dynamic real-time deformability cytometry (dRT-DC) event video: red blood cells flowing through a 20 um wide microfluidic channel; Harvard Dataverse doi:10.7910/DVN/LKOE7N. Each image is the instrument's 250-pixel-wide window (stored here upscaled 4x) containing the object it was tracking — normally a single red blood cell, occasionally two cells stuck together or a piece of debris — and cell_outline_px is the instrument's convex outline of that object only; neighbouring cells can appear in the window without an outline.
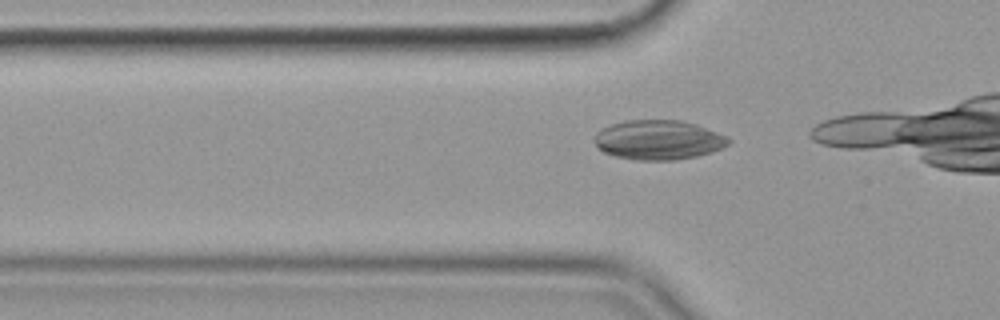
{"species": "common noctule bat (a hibernating species)", "species_latin": "Nyctalus noctula", "temperature_condition": "cold", "stored_images_in_passage": 5, "camera_frame_rate_fps": 3000, "um_per_image_px": 0.085, "animal": {"sex": "female", "body_mass_g": 19.9}, "frame": {"image": 1, "passage_image": 2, "time_ms": 0.333, "image_size_px": [1000, 320], "cell_outline_px": [[732, 140], [728, 144], [712, 152], [696, 156], [676, 160], [636, 160], [616, 156], [604, 152], [596, 148], [596, 132], [600, 128], [612, 124], [628, 120], [680, 120], [696, 124], [728, 136]], "centroid_in_image_um": [55.97, 11.89], "position_along_channel_um": 69.8, "area_um2": 30.92}}